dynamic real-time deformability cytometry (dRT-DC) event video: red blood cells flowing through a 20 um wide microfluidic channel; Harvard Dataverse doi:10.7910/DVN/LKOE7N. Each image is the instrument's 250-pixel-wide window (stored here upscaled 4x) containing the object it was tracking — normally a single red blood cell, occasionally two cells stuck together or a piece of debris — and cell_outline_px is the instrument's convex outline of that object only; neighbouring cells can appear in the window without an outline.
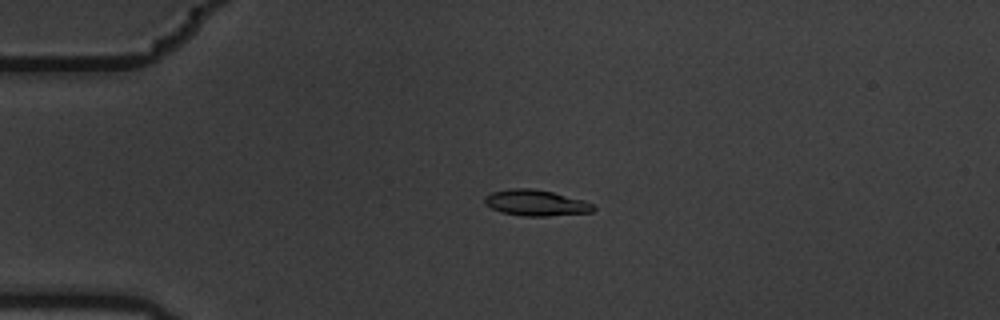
{"species": "common noctule bat (a hibernating species)", "species_latin": "Nyctalus noctula", "temperature_condition": "warm", "stored_images_in_passage": 4, "camera_frame_rate_fps": 3000, "um_per_image_px": 0.085, "animal": {"sex": "male", "body_mass_g": 19.5, "forearm_length_mm": 54.6}, "frame": {"image": 1, "passage_image": 3, "time_ms": 0.667, "image_size_px": [1000, 320], "cell_outline_px": [[596, 208], [592, 212], [548, 216], [524, 216], [500, 212], [484, 204], [484, 196], [492, 192], [508, 188], [532, 188], [552, 192], [584, 200], [592, 204]], "centroid_in_image_um": [45.52, 17.24], "position_along_channel_um": 39.5, "area_um2": 16.53}}